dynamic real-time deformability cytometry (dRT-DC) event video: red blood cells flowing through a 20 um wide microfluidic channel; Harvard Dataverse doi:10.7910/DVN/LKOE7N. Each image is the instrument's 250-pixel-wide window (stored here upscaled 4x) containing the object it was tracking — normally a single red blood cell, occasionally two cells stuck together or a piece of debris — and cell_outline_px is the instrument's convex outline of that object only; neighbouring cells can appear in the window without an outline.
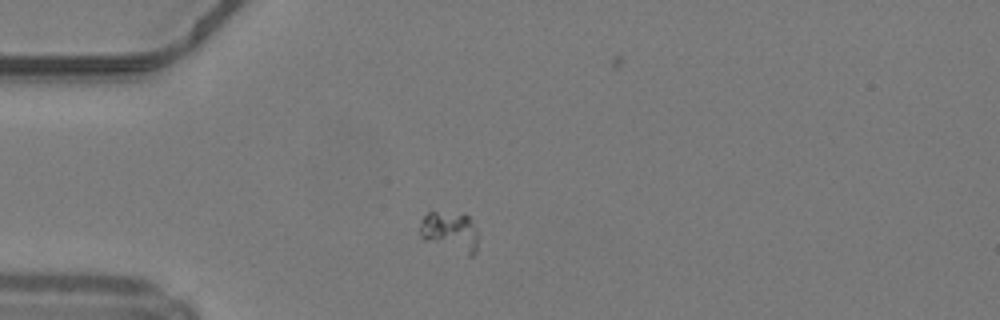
{"species": "common noctule bat (a hibernating species)", "species_latin": "Nyctalus noctula", "temperature_condition": "warm", "stored_images_in_passage": 45, "camera_frame_rate_fps": 3000, "um_per_image_px": 0.085, "animal": {"sex": "male", "body_mass_g": 19.2, "forearm_length_mm": 51.8}, "frame": {"image": 1, "passage_image": 8, "time_ms": 2.333, "image_size_px": [1000, 320], "cell_outline_px": [[476, 252], [472, 256], [468, 256], [420, 240], [416, 232], [420, 220], [428, 212], [464, 212], [468, 216], [476, 232]], "centroid_in_image_um": [38.14, 19.7], "position_along_channel_um": 46.9, "area_um2": 14.28}}
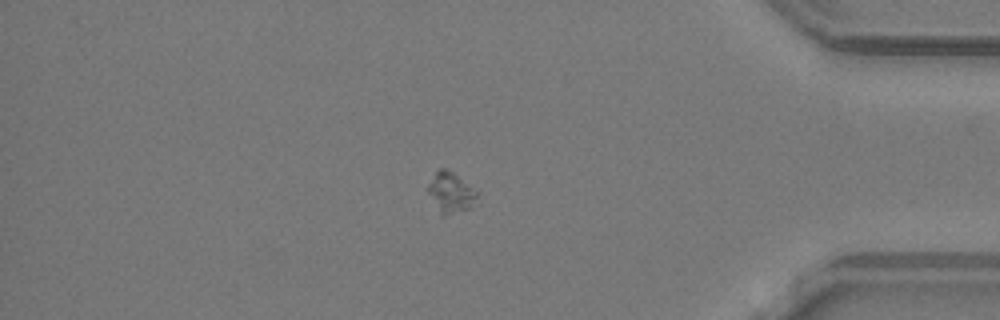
{"frame": {"image": 2, "passage_image": 37, "time_ms": 12.0, "image_size_px": [1000, 320], "cell_outline_px": [[476, 196], [468, 208], [444, 216], [440, 216], [428, 192], [428, 184], [436, 172], [440, 168], [444, 168], [452, 172], [476, 192]], "centroid_in_image_um": [38.23, 16.38], "position_along_channel_um": 397.0, "area_um2": 10.92}}
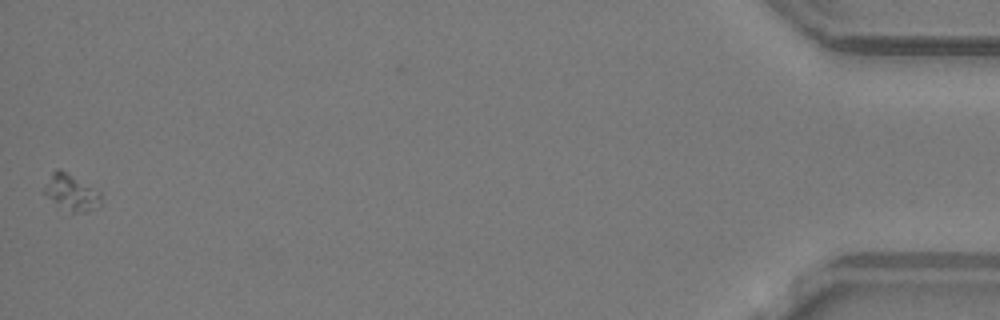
{"frame": {"image": 3, "passage_image": 44, "time_ms": 14.333, "image_size_px": [1000, 320], "cell_outline_px": [[100, 204], [84, 212], [72, 212], [44, 192], [44, 188], [52, 172], [56, 168], [72, 176], [100, 192]], "centroid_in_image_um": [6.08, 16.34], "position_along_channel_um": 429.1, "area_um2": 10.87}}